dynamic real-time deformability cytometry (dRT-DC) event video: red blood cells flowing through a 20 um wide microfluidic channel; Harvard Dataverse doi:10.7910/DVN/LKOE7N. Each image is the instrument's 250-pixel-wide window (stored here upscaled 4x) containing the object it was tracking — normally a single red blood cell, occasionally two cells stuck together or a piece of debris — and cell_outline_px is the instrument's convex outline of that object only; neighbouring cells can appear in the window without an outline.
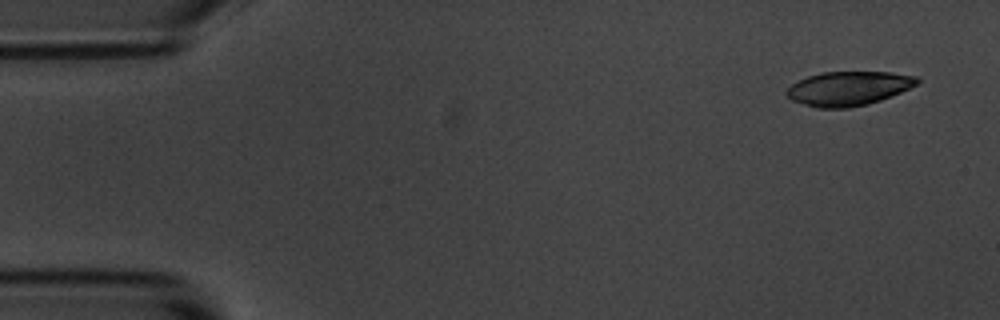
{"species": "common noctule bat (a hibernating species)", "species_latin": "Nyctalus noctula", "temperature_condition": "room temperature", "stored_images_in_passage": 8, "camera_frame_rate_fps": 3000, "um_per_image_px": 0.085, "animal": {"sex": "male", "body_mass_g": 20.1, "forearm_length_mm": 53.5}, "frame": {"image": 1, "passage_image": 1, "time_ms": 0.0, "image_size_px": [1000, 320], "cell_outline_px": [[920, 80], [916, 84], [900, 92], [880, 100], [868, 104], [848, 108], [820, 108], [804, 104], [792, 100], [784, 92], [792, 84], [808, 76], [820, 72], [888, 72], [916, 76]], "centroid_in_image_um": [72.1, 7.52], "position_along_channel_um": 12.9, "area_um2": 25.72}}
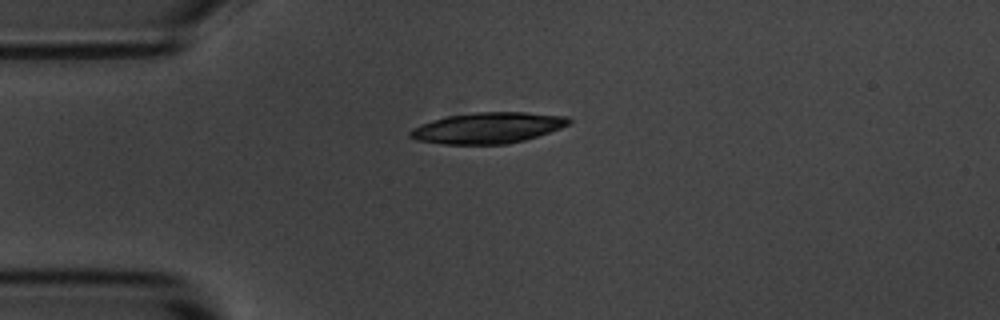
{"frame": {"image": 2, "passage_image": 4, "time_ms": 3.333, "image_size_px": [1000, 320], "cell_outline_px": [[572, 120], [568, 124], [560, 128], [524, 140], [508, 144], [444, 144], [416, 140], [408, 136], [408, 132], [412, 128], [432, 120], [448, 116], [476, 112], [524, 112], [568, 116]], "centroid_in_image_um": [41.44, 10.87], "position_along_channel_um": 43.6, "area_um2": 28.5}}